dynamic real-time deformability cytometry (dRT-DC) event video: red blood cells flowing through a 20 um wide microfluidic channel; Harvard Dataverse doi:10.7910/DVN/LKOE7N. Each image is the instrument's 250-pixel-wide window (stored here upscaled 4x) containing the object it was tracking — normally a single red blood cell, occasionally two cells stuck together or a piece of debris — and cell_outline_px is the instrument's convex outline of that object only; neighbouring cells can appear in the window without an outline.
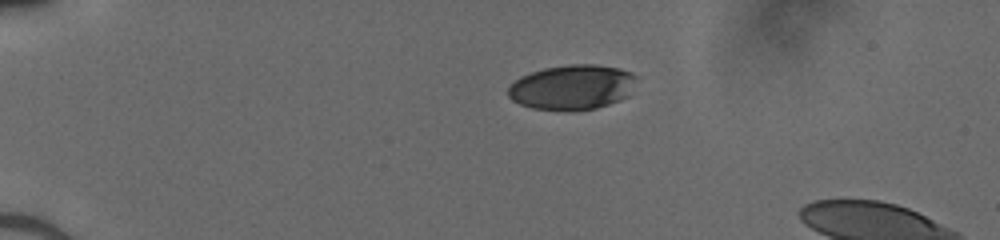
{"species": "human", "species_latin": "Homo sapiens", "temperature_condition": "cold", "stored_images_in_passage": 7, "camera_frame_rate_fps": 3000, "um_per_image_px": 0.085, "donor": {"sex": "male"}, "frame": {"image": 1, "passage_image": 1, "time_ms": 0.0, "image_size_px": [1000, 240], "cell_outline_px": [[636, 76], [628, 96], [620, 100], [596, 108], [572, 112], [532, 108], [520, 104], [512, 100], [508, 96], [508, 88], [520, 76], [544, 68], [572, 64], [596, 64], [620, 68], [632, 72]], "centroid_in_image_um": [48.63, 7.42], "position_along_channel_um": 36.4, "area_um2": 33.76}}